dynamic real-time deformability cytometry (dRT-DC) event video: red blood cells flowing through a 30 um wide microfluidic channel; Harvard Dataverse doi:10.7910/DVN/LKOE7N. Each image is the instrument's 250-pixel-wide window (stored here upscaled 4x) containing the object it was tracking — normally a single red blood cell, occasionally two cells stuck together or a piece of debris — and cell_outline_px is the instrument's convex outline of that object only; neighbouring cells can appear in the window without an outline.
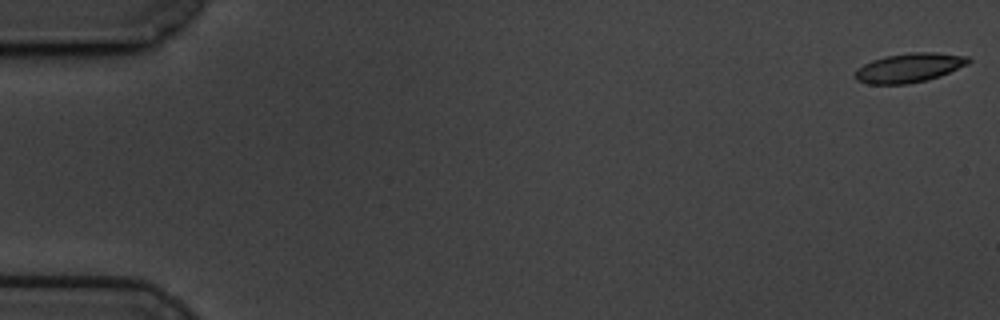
{"species": "common noctule bat (a hibernating species)", "species_latin": "Nyctalus noctula", "temperature_condition": "cold", "stored_images_in_passage": 60, "camera_frame_rate_fps": 3000, "um_per_image_px": 0.085, "animal": {"sex": "male", "body_mass_g": 19.5, "forearm_length_mm": 54.6}, "frame": {"image": 1, "passage_image": 1, "time_ms": 0.0, "image_size_px": [1000, 320], "cell_outline_px": [[972, 60], [968, 64], [940, 76], [928, 80], [908, 84], [868, 84], [856, 80], [852, 76], [864, 64], [872, 60], [884, 56], [912, 52], [936, 52], [968, 56]], "centroid_in_image_um": [77.29, 5.76], "position_along_channel_um": 7.7, "area_um2": 19.42}}
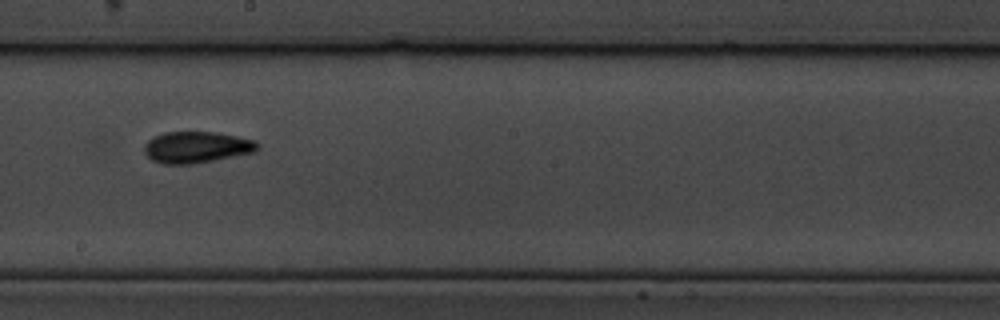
{"frame": {"image": 2, "passage_image": 34, "time_ms": 11.0, "image_size_px": [1000, 320], "cell_outline_px": [[260, 148], [256, 152], [192, 164], [164, 164], [152, 160], [144, 152], [144, 144], [152, 136], [164, 132], [216, 132], [256, 140], [260, 144]], "centroid_in_image_um": [16.72, 12.51], "position_along_channel_um": 231.5, "area_um2": 20.92}}
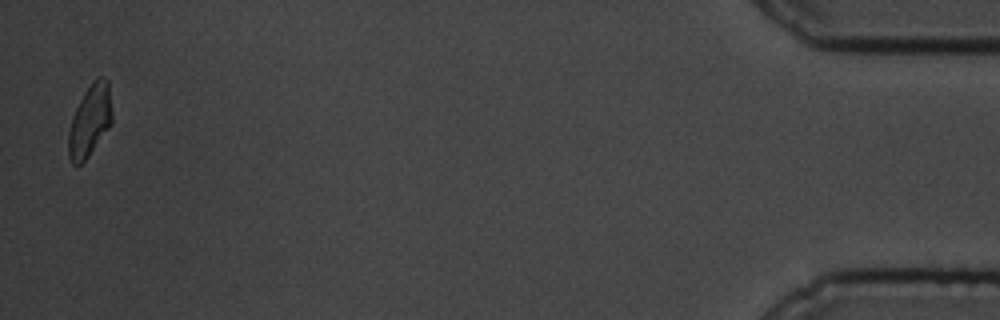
{"frame": {"image": 3, "passage_image": 59, "time_ms": 19.333, "image_size_px": [1000, 320], "cell_outline_px": [[112, 124], [88, 156], [80, 164], [72, 164], [68, 156], [68, 132], [72, 116], [84, 92], [92, 80], [96, 76], [104, 76], [108, 80], [112, 112]], "centroid_in_image_um": [7.64, 10.22], "position_along_channel_um": 427.6, "area_um2": 18.38}, "authors_computed_cell_mechanics": {"area_um2": 19.2474, "velocity_mm_per_s": 3.3846, "shape_relaxation_time_tau1_ms": 3.4257, "shape_relaxation_time_tau2_ms": 1.6648, "deformation_change_tau1": 0.1257, "deformation_change_tau2": 0.0824}}